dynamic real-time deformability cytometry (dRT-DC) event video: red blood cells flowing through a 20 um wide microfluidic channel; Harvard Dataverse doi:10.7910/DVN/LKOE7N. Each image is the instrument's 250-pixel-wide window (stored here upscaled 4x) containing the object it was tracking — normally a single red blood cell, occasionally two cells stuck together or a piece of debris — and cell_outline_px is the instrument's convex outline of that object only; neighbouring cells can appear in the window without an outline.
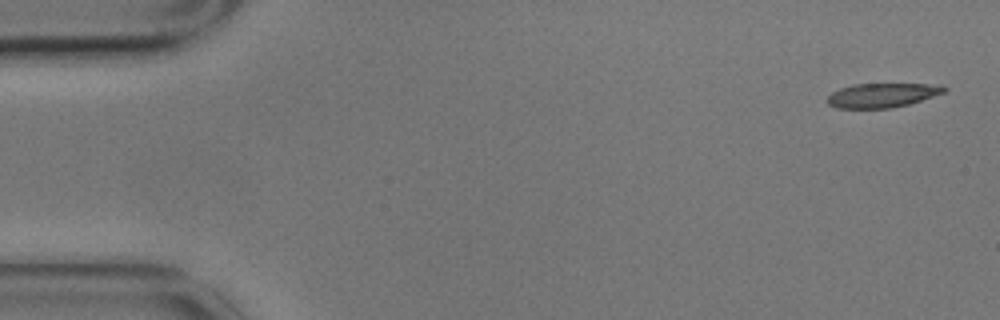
{"species": "common noctule bat (a hibernating species)", "species_latin": "Nyctalus noctula", "temperature_condition": "cold", "stored_images_in_passage": 5, "camera_frame_rate_fps": 3000, "um_per_image_px": 0.085, "animal": {"sex": "male", "body_mass_g": 17.9}, "frame": {"image": 1, "passage_image": 1, "time_ms": 0.0, "image_size_px": [1000, 320], "cell_outline_px": [[948, 88], [944, 92], [908, 104], [892, 108], [836, 108], [828, 104], [828, 96], [832, 92], [840, 88], [852, 84], [944, 84]], "centroid_in_image_um": [74.98, 8.09], "position_along_channel_um": 10.0, "area_um2": 16.47}}
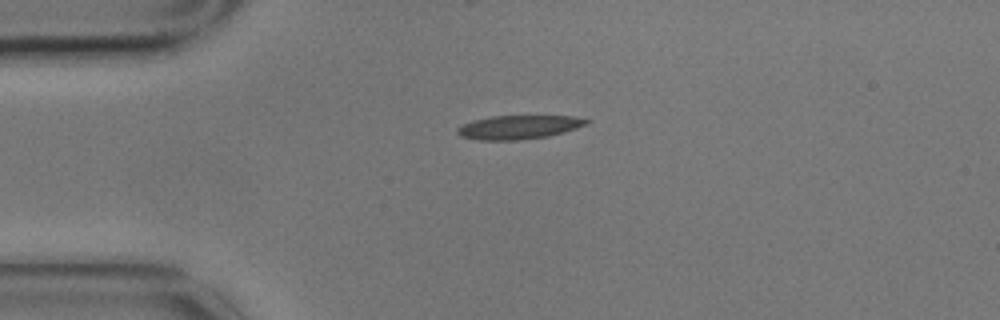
{"frame": {"image": 2, "passage_image": 4, "time_ms": 1.0, "image_size_px": [1000, 320], "cell_outline_px": [[592, 120], [588, 124], [564, 132], [548, 136], [516, 140], [480, 140], [460, 136], [456, 132], [456, 128], [460, 124], [472, 120], [492, 116], [576, 116]], "centroid_in_image_um": [44.08, 10.8], "position_along_channel_um": 40.9, "area_um2": 18.03}}